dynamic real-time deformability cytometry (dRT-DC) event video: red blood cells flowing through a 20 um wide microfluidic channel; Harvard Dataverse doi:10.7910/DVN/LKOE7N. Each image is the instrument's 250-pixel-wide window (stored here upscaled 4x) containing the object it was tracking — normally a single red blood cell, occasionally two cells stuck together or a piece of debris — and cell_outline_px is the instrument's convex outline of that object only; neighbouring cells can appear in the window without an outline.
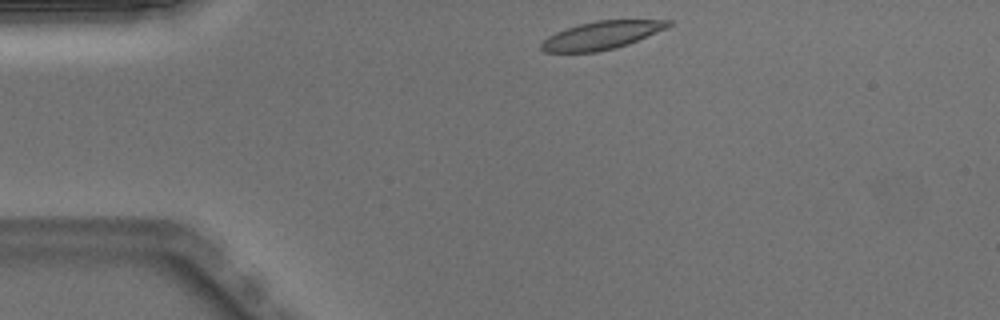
{"species": "Egyptian fruit bat (a non-hibernating species)", "species_latin": "Rousettus aegyptiacus", "temperature_condition": "warm", "stored_images_in_passage": 41, "camera_frame_rate_fps": 3000, "um_per_image_px": 0.085, "animal": {"sex": "male"}, "frame": {"image": 1, "passage_image": 1, "time_ms": 0.0, "image_size_px": [1000, 320], "cell_outline_px": [[672, 24], [668, 28], [628, 44], [616, 48], [596, 52], [544, 52], [540, 48], [540, 44], [548, 36], [556, 32], [580, 24], [596, 20], [672, 20]], "centroid_in_image_um": [51.15, 3.0], "position_along_channel_um": 33.8, "area_um2": 20.69}}
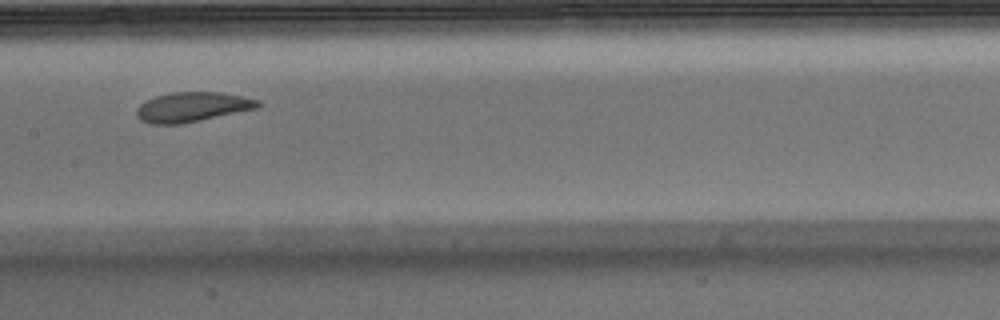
{"frame": {"image": 2, "passage_image": 16, "time_ms": 5.0, "image_size_px": [1000, 320], "cell_outline_px": [[260, 104], [256, 108], [200, 120], [180, 124], [148, 124], [140, 120], [136, 116], [136, 108], [144, 100], [156, 96], [172, 92], [220, 92], [260, 100]], "centroid_in_image_um": [16.27, 9.09], "position_along_channel_um": 191.1, "area_um2": 20.92}}
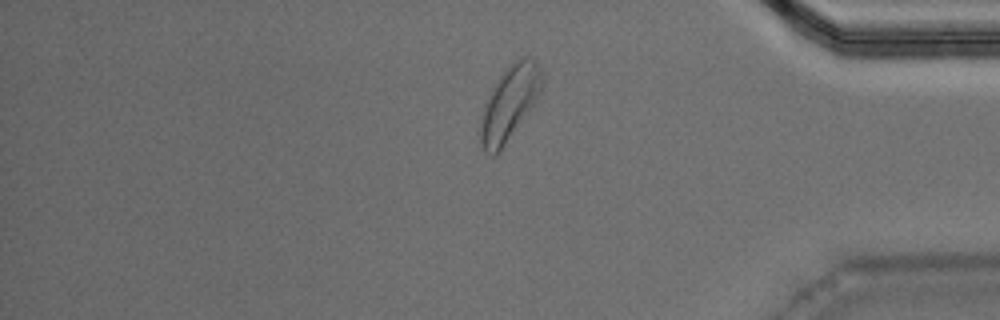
{"frame": {"image": 3, "passage_image": 33, "time_ms": 10.667, "image_size_px": [1000, 320], "cell_outline_px": [[544, 84], [540, 92], [500, 152], [496, 156], [492, 156], [484, 152], [476, 132], [480, 116], [492, 88], [500, 76], [512, 60], [516, 56], [528, 56], [536, 60], [544, 76]], "centroid_in_image_um": [43.27, 8.76], "position_along_channel_um": 391.9, "area_um2": 26.99}, "authors_computed_cell_mechanics": {"area_um2": 21.7906, "velocity_mm_per_s": 3.9796, "shape_relaxation_time_tau1_ms": 4.1632, "shape_relaxation_time_tau2_ms": 2.5498, "deformation_change_tau1": 0.1579, "deformation_change_tau2": 0.1003}}